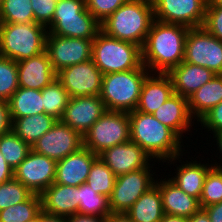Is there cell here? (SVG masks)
Masks as SVG:
<instances>
[{
    "label": "cell",
    "mask_w": 222,
    "mask_h": 222,
    "mask_svg": "<svg viewBox=\"0 0 222 222\" xmlns=\"http://www.w3.org/2000/svg\"><path fill=\"white\" fill-rule=\"evenodd\" d=\"M189 28L154 20L142 51V64L150 73H168L184 59Z\"/></svg>",
    "instance_id": "cell-1"
},
{
    "label": "cell",
    "mask_w": 222,
    "mask_h": 222,
    "mask_svg": "<svg viewBox=\"0 0 222 222\" xmlns=\"http://www.w3.org/2000/svg\"><path fill=\"white\" fill-rule=\"evenodd\" d=\"M129 121L130 141L137 143L152 159L169 160L172 164L182 157L181 138L152 114L134 110L129 112Z\"/></svg>",
    "instance_id": "cell-2"
},
{
    "label": "cell",
    "mask_w": 222,
    "mask_h": 222,
    "mask_svg": "<svg viewBox=\"0 0 222 222\" xmlns=\"http://www.w3.org/2000/svg\"><path fill=\"white\" fill-rule=\"evenodd\" d=\"M154 20L152 0H128L101 23V31L142 48Z\"/></svg>",
    "instance_id": "cell-3"
},
{
    "label": "cell",
    "mask_w": 222,
    "mask_h": 222,
    "mask_svg": "<svg viewBox=\"0 0 222 222\" xmlns=\"http://www.w3.org/2000/svg\"><path fill=\"white\" fill-rule=\"evenodd\" d=\"M149 73L150 71L142 65L137 69L103 75L100 98L106 110H136L144 80Z\"/></svg>",
    "instance_id": "cell-4"
},
{
    "label": "cell",
    "mask_w": 222,
    "mask_h": 222,
    "mask_svg": "<svg viewBox=\"0 0 222 222\" xmlns=\"http://www.w3.org/2000/svg\"><path fill=\"white\" fill-rule=\"evenodd\" d=\"M47 27L35 22L0 23V55L16 62L46 51Z\"/></svg>",
    "instance_id": "cell-5"
},
{
    "label": "cell",
    "mask_w": 222,
    "mask_h": 222,
    "mask_svg": "<svg viewBox=\"0 0 222 222\" xmlns=\"http://www.w3.org/2000/svg\"><path fill=\"white\" fill-rule=\"evenodd\" d=\"M92 60L103 75L140 68L141 47L100 31L92 43Z\"/></svg>",
    "instance_id": "cell-6"
},
{
    "label": "cell",
    "mask_w": 222,
    "mask_h": 222,
    "mask_svg": "<svg viewBox=\"0 0 222 222\" xmlns=\"http://www.w3.org/2000/svg\"><path fill=\"white\" fill-rule=\"evenodd\" d=\"M48 34L94 39L101 23L86 8V0H58Z\"/></svg>",
    "instance_id": "cell-7"
},
{
    "label": "cell",
    "mask_w": 222,
    "mask_h": 222,
    "mask_svg": "<svg viewBox=\"0 0 222 222\" xmlns=\"http://www.w3.org/2000/svg\"><path fill=\"white\" fill-rule=\"evenodd\" d=\"M130 141L129 112L108 111L83 135V146L99 155L115 145Z\"/></svg>",
    "instance_id": "cell-8"
},
{
    "label": "cell",
    "mask_w": 222,
    "mask_h": 222,
    "mask_svg": "<svg viewBox=\"0 0 222 222\" xmlns=\"http://www.w3.org/2000/svg\"><path fill=\"white\" fill-rule=\"evenodd\" d=\"M183 61L222 74V41L203 27L189 29Z\"/></svg>",
    "instance_id": "cell-9"
},
{
    "label": "cell",
    "mask_w": 222,
    "mask_h": 222,
    "mask_svg": "<svg viewBox=\"0 0 222 222\" xmlns=\"http://www.w3.org/2000/svg\"><path fill=\"white\" fill-rule=\"evenodd\" d=\"M150 165L136 171L116 176L109 199V209L113 213H127L131 206L155 184Z\"/></svg>",
    "instance_id": "cell-10"
},
{
    "label": "cell",
    "mask_w": 222,
    "mask_h": 222,
    "mask_svg": "<svg viewBox=\"0 0 222 222\" xmlns=\"http://www.w3.org/2000/svg\"><path fill=\"white\" fill-rule=\"evenodd\" d=\"M154 18L164 23L178 24L189 29L202 27L207 0H152Z\"/></svg>",
    "instance_id": "cell-11"
},
{
    "label": "cell",
    "mask_w": 222,
    "mask_h": 222,
    "mask_svg": "<svg viewBox=\"0 0 222 222\" xmlns=\"http://www.w3.org/2000/svg\"><path fill=\"white\" fill-rule=\"evenodd\" d=\"M81 147H83V136L57 120L52 128L43 134L31 148L34 152L57 162L78 151Z\"/></svg>",
    "instance_id": "cell-12"
},
{
    "label": "cell",
    "mask_w": 222,
    "mask_h": 222,
    "mask_svg": "<svg viewBox=\"0 0 222 222\" xmlns=\"http://www.w3.org/2000/svg\"><path fill=\"white\" fill-rule=\"evenodd\" d=\"M93 40L47 34L46 51L55 72L91 60Z\"/></svg>",
    "instance_id": "cell-13"
},
{
    "label": "cell",
    "mask_w": 222,
    "mask_h": 222,
    "mask_svg": "<svg viewBox=\"0 0 222 222\" xmlns=\"http://www.w3.org/2000/svg\"><path fill=\"white\" fill-rule=\"evenodd\" d=\"M102 76L92 59L66 67L57 73V79L70 98L100 96Z\"/></svg>",
    "instance_id": "cell-14"
},
{
    "label": "cell",
    "mask_w": 222,
    "mask_h": 222,
    "mask_svg": "<svg viewBox=\"0 0 222 222\" xmlns=\"http://www.w3.org/2000/svg\"><path fill=\"white\" fill-rule=\"evenodd\" d=\"M57 162L31 150L14 170V178L33 194H41L50 187L56 177Z\"/></svg>",
    "instance_id": "cell-15"
},
{
    "label": "cell",
    "mask_w": 222,
    "mask_h": 222,
    "mask_svg": "<svg viewBox=\"0 0 222 222\" xmlns=\"http://www.w3.org/2000/svg\"><path fill=\"white\" fill-rule=\"evenodd\" d=\"M105 111L100 96L71 97L60 121L83 136Z\"/></svg>",
    "instance_id": "cell-16"
},
{
    "label": "cell",
    "mask_w": 222,
    "mask_h": 222,
    "mask_svg": "<svg viewBox=\"0 0 222 222\" xmlns=\"http://www.w3.org/2000/svg\"><path fill=\"white\" fill-rule=\"evenodd\" d=\"M99 158L116 175L120 176L150 165L151 156L137 143L129 141L104 150Z\"/></svg>",
    "instance_id": "cell-17"
},
{
    "label": "cell",
    "mask_w": 222,
    "mask_h": 222,
    "mask_svg": "<svg viewBox=\"0 0 222 222\" xmlns=\"http://www.w3.org/2000/svg\"><path fill=\"white\" fill-rule=\"evenodd\" d=\"M98 157L86 147L57 161L56 177L54 183L78 187L86 183L90 168Z\"/></svg>",
    "instance_id": "cell-18"
},
{
    "label": "cell",
    "mask_w": 222,
    "mask_h": 222,
    "mask_svg": "<svg viewBox=\"0 0 222 222\" xmlns=\"http://www.w3.org/2000/svg\"><path fill=\"white\" fill-rule=\"evenodd\" d=\"M18 85L22 88L43 90L57 79L47 51L17 62Z\"/></svg>",
    "instance_id": "cell-19"
},
{
    "label": "cell",
    "mask_w": 222,
    "mask_h": 222,
    "mask_svg": "<svg viewBox=\"0 0 222 222\" xmlns=\"http://www.w3.org/2000/svg\"><path fill=\"white\" fill-rule=\"evenodd\" d=\"M40 196L42 211L47 214L67 218L78 213V187L53 183Z\"/></svg>",
    "instance_id": "cell-20"
},
{
    "label": "cell",
    "mask_w": 222,
    "mask_h": 222,
    "mask_svg": "<svg viewBox=\"0 0 222 222\" xmlns=\"http://www.w3.org/2000/svg\"><path fill=\"white\" fill-rule=\"evenodd\" d=\"M172 94L173 84L167 73H149L144 80L136 111L152 114Z\"/></svg>",
    "instance_id": "cell-21"
},
{
    "label": "cell",
    "mask_w": 222,
    "mask_h": 222,
    "mask_svg": "<svg viewBox=\"0 0 222 222\" xmlns=\"http://www.w3.org/2000/svg\"><path fill=\"white\" fill-rule=\"evenodd\" d=\"M152 115L162 124L172 129L181 139L192 127L193 117L188 107V98L172 94ZM184 132V133H183Z\"/></svg>",
    "instance_id": "cell-22"
},
{
    "label": "cell",
    "mask_w": 222,
    "mask_h": 222,
    "mask_svg": "<svg viewBox=\"0 0 222 222\" xmlns=\"http://www.w3.org/2000/svg\"><path fill=\"white\" fill-rule=\"evenodd\" d=\"M167 74L171 78L174 93L186 98H189L215 75L208 68L184 61L172 68Z\"/></svg>",
    "instance_id": "cell-23"
},
{
    "label": "cell",
    "mask_w": 222,
    "mask_h": 222,
    "mask_svg": "<svg viewBox=\"0 0 222 222\" xmlns=\"http://www.w3.org/2000/svg\"><path fill=\"white\" fill-rule=\"evenodd\" d=\"M155 183L159 187L164 214L189 218L201 208L198 199L186 194L166 177Z\"/></svg>",
    "instance_id": "cell-24"
},
{
    "label": "cell",
    "mask_w": 222,
    "mask_h": 222,
    "mask_svg": "<svg viewBox=\"0 0 222 222\" xmlns=\"http://www.w3.org/2000/svg\"><path fill=\"white\" fill-rule=\"evenodd\" d=\"M213 165L201 164V162L193 161L188 162L177 167L175 177L169 178L178 188L183 190L189 196L200 199L205 178L208 171Z\"/></svg>",
    "instance_id": "cell-25"
},
{
    "label": "cell",
    "mask_w": 222,
    "mask_h": 222,
    "mask_svg": "<svg viewBox=\"0 0 222 222\" xmlns=\"http://www.w3.org/2000/svg\"><path fill=\"white\" fill-rule=\"evenodd\" d=\"M221 101L222 74H215L209 82H206L189 96L188 107L190 114L198 121L205 113Z\"/></svg>",
    "instance_id": "cell-26"
},
{
    "label": "cell",
    "mask_w": 222,
    "mask_h": 222,
    "mask_svg": "<svg viewBox=\"0 0 222 222\" xmlns=\"http://www.w3.org/2000/svg\"><path fill=\"white\" fill-rule=\"evenodd\" d=\"M126 214L132 222H160L164 212L158 185L149 188Z\"/></svg>",
    "instance_id": "cell-27"
},
{
    "label": "cell",
    "mask_w": 222,
    "mask_h": 222,
    "mask_svg": "<svg viewBox=\"0 0 222 222\" xmlns=\"http://www.w3.org/2000/svg\"><path fill=\"white\" fill-rule=\"evenodd\" d=\"M11 120L44 113L42 90L19 87L8 100Z\"/></svg>",
    "instance_id": "cell-28"
},
{
    "label": "cell",
    "mask_w": 222,
    "mask_h": 222,
    "mask_svg": "<svg viewBox=\"0 0 222 222\" xmlns=\"http://www.w3.org/2000/svg\"><path fill=\"white\" fill-rule=\"evenodd\" d=\"M57 119L53 116L41 113L23 118H16L12 121V131L25 143L32 145L52 126Z\"/></svg>",
    "instance_id": "cell-29"
},
{
    "label": "cell",
    "mask_w": 222,
    "mask_h": 222,
    "mask_svg": "<svg viewBox=\"0 0 222 222\" xmlns=\"http://www.w3.org/2000/svg\"><path fill=\"white\" fill-rule=\"evenodd\" d=\"M78 192L79 214L107 217L111 213L109 199L93 191L87 183L78 186Z\"/></svg>",
    "instance_id": "cell-30"
},
{
    "label": "cell",
    "mask_w": 222,
    "mask_h": 222,
    "mask_svg": "<svg viewBox=\"0 0 222 222\" xmlns=\"http://www.w3.org/2000/svg\"><path fill=\"white\" fill-rule=\"evenodd\" d=\"M44 113L60 120L70 96L62 83L55 79L42 90Z\"/></svg>",
    "instance_id": "cell-31"
},
{
    "label": "cell",
    "mask_w": 222,
    "mask_h": 222,
    "mask_svg": "<svg viewBox=\"0 0 222 222\" xmlns=\"http://www.w3.org/2000/svg\"><path fill=\"white\" fill-rule=\"evenodd\" d=\"M31 150V146L13 131L0 136V152L13 170L27 157Z\"/></svg>",
    "instance_id": "cell-32"
},
{
    "label": "cell",
    "mask_w": 222,
    "mask_h": 222,
    "mask_svg": "<svg viewBox=\"0 0 222 222\" xmlns=\"http://www.w3.org/2000/svg\"><path fill=\"white\" fill-rule=\"evenodd\" d=\"M116 175L97 157L93 162L86 183L98 194L109 198L112 194Z\"/></svg>",
    "instance_id": "cell-33"
},
{
    "label": "cell",
    "mask_w": 222,
    "mask_h": 222,
    "mask_svg": "<svg viewBox=\"0 0 222 222\" xmlns=\"http://www.w3.org/2000/svg\"><path fill=\"white\" fill-rule=\"evenodd\" d=\"M42 211L41 196L33 194L28 200L0 210V222H27Z\"/></svg>",
    "instance_id": "cell-34"
},
{
    "label": "cell",
    "mask_w": 222,
    "mask_h": 222,
    "mask_svg": "<svg viewBox=\"0 0 222 222\" xmlns=\"http://www.w3.org/2000/svg\"><path fill=\"white\" fill-rule=\"evenodd\" d=\"M35 22L30 0H3L0 23Z\"/></svg>",
    "instance_id": "cell-35"
},
{
    "label": "cell",
    "mask_w": 222,
    "mask_h": 222,
    "mask_svg": "<svg viewBox=\"0 0 222 222\" xmlns=\"http://www.w3.org/2000/svg\"><path fill=\"white\" fill-rule=\"evenodd\" d=\"M199 202L201 208L222 202V168L213 166L208 171Z\"/></svg>",
    "instance_id": "cell-36"
},
{
    "label": "cell",
    "mask_w": 222,
    "mask_h": 222,
    "mask_svg": "<svg viewBox=\"0 0 222 222\" xmlns=\"http://www.w3.org/2000/svg\"><path fill=\"white\" fill-rule=\"evenodd\" d=\"M18 88L17 62L0 55V99L8 101Z\"/></svg>",
    "instance_id": "cell-37"
},
{
    "label": "cell",
    "mask_w": 222,
    "mask_h": 222,
    "mask_svg": "<svg viewBox=\"0 0 222 222\" xmlns=\"http://www.w3.org/2000/svg\"><path fill=\"white\" fill-rule=\"evenodd\" d=\"M33 193L15 178L0 184V210L28 200Z\"/></svg>",
    "instance_id": "cell-38"
},
{
    "label": "cell",
    "mask_w": 222,
    "mask_h": 222,
    "mask_svg": "<svg viewBox=\"0 0 222 222\" xmlns=\"http://www.w3.org/2000/svg\"><path fill=\"white\" fill-rule=\"evenodd\" d=\"M127 1L128 0H86V8L94 18L102 23Z\"/></svg>",
    "instance_id": "cell-39"
},
{
    "label": "cell",
    "mask_w": 222,
    "mask_h": 222,
    "mask_svg": "<svg viewBox=\"0 0 222 222\" xmlns=\"http://www.w3.org/2000/svg\"><path fill=\"white\" fill-rule=\"evenodd\" d=\"M35 23L47 27L53 19L58 0H30Z\"/></svg>",
    "instance_id": "cell-40"
},
{
    "label": "cell",
    "mask_w": 222,
    "mask_h": 222,
    "mask_svg": "<svg viewBox=\"0 0 222 222\" xmlns=\"http://www.w3.org/2000/svg\"><path fill=\"white\" fill-rule=\"evenodd\" d=\"M202 27L222 41V6L206 5L205 19Z\"/></svg>",
    "instance_id": "cell-41"
},
{
    "label": "cell",
    "mask_w": 222,
    "mask_h": 222,
    "mask_svg": "<svg viewBox=\"0 0 222 222\" xmlns=\"http://www.w3.org/2000/svg\"><path fill=\"white\" fill-rule=\"evenodd\" d=\"M197 122L201 123L202 128L205 127L212 130V133L222 131V101L205 113Z\"/></svg>",
    "instance_id": "cell-42"
},
{
    "label": "cell",
    "mask_w": 222,
    "mask_h": 222,
    "mask_svg": "<svg viewBox=\"0 0 222 222\" xmlns=\"http://www.w3.org/2000/svg\"><path fill=\"white\" fill-rule=\"evenodd\" d=\"M12 131L8 101L0 99V136Z\"/></svg>",
    "instance_id": "cell-43"
},
{
    "label": "cell",
    "mask_w": 222,
    "mask_h": 222,
    "mask_svg": "<svg viewBox=\"0 0 222 222\" xmlns=\"http://www.w3.org/2000/svg\"><path fill=\"white\" fill-rule=\"evenodd\" d=\"M14 178V170L8 165L0 152V184Z\"/></svg>",
    "instance_id": "cell-44"
},
{
    "label": "cell",
    "mask_w": 222,
    "mask_h": 222,
    "mask_svg": "<svg viewBox=\"0 0 222 222\" xmlns=\"http://www.w3.org/2000/svg\"><path fill=\"white\" fill-rule=\"evenodd\" d=\"M211 222H222V202L204 207Z\"/></svg>",
    "instance_id": "cell-45"
},
{
    "label": "cell",
    "mask_w": 222,
    "mask_h": 222,
    "mask_svg": "<svg viewBox=\"0 0 222 222\" xmlns=\"http://www.w3.org/2000/svg\"><path fill=\"white\" fill-rule=\"evenodd\" d=\"M67 222H106V217L76 213L67 217Z\"/></svg>",
    "instance_id": "cell-46"
},
{
    "label": "cell",
    "mask_w": 222,
    "mask_h": 222,
    "mask_svg": "<svg viewBox=\"0 0 222 222\" xmlns=\"http://www.w3.org/2000/svg\"><path fill=\"white\" fill-rule=\"evenodd\" d=\"M188 222H211L209 215L204 208H200L193 216L188 218Z\"/></svg>",
    "instance_id": "cell-47"
},
{
    "label": "cell",
    "mask_w": 222,
    "mask_h": 222,
    "mask_svg": "<svg viewBox=\"0 0 222 222\" xmlns=\"http://www.w3.org/2000/svg\"><path fill=\"white\" fill-rule=\"evenodd\" d=\"M106 222H132L126 213H113L111 212L106 217Z\"/></svg>",
    "instance_id": "cell-48"
},
{
    "label": "cell",
    "mask_w": 222,
    "mask_h": 222,
    "mask_svg": "<svg viewBox=\"0 0 222 222\" xmlns=\"http://www.w3.org/2000/svg\"><path fill=\"white\" fill-rule=\"evenodd\" d=\"M40 222H67V218L40 212Z\"/></svg>",
    "instance_id": "cell-49"
},
{
    "label": "cell",
    "mask_w": 222,
    "mask_h": 222,
    "mask_svg": "<svg viewBox=\"0 0 222 222\" xmlns=\"http://www.w3.org/2000/svg\"><path fill=\"white\" fill-rule=\"evenodd\" d=\"M160 222H188V218L183 216L164 214Z\"/></svg>",
    "instance_id": "cell-50"
},
{
    "label": "cell",
    "mask_w": 222,
    "mask_h": 222,
    "mask_svg": "<svg viewBox=\"0 0 222 222\" xmlns=\"http://www.w3.org/2000/svg\"><path fill=\"white\" fill-rule=\"evenodd\" d=\"M213 138H216L215 140H217L216 142H217V145H218V147L217 148H219V152H220V154H221V156H222V131H219V132H217V133H214L213 134ZM222 164V163H221ZM221 164H217V163H215V164H213V166L214 167H218V168H222V165Z\"/></svg>",
    "instance_id": "cell-51"
},
{
    "label": "cell",
    "mask_w": 222,
    "mask_h": 222,
    "mask_svg": "<svg viewBox=\"0 0 222 222\" xmlns=\"http://www.w3.org/2000/svg\"><path fill=\"white\" fill-rule=\"evenodd\" d=\"M207 5L222 6V0H207Z\"/></svg>",
    "instance_id": "cell-52"
},
{
    "label": "cell",
    "mask_w": 222,
    "mask_h": 222,
    "mask_svg": "<svg viewBox=\"0 0 222 222\" xmlns=\"http://www.w3.org/2000/svg\"><path fill=\"white\" fill-rule=\"evenodd\" d=\"M27 222H40V213L35 218H33L32 220H29Z\"/></svg>",
    "instance_id": "cell-53"
},
{
    "label": "cell",
    "mask_w": 222,
    "mask_h": 222,
    "mask_svg": "<svg viewBox=\"0 0 222 222\" xmlns=\"http://www.w3.org/2000/svg\"><path fill=\"white\" fill-rule=\"evenodd\" d=\"M3 0H0V7L2 6Z\"/></svg>",
    "instance_id": "cell-54"
}]
</instances>
